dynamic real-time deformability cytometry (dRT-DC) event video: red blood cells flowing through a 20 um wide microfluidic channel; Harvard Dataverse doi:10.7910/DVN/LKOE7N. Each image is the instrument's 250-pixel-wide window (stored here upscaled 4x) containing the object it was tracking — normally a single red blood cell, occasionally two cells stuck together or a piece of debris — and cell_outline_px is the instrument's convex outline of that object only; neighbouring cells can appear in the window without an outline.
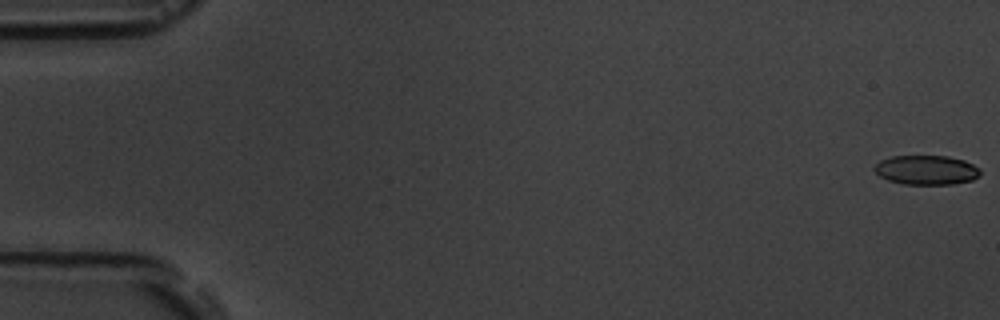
{"species": "common noctule bat (a hibernating species)", "species_latin": "Nyctalus noctula", "temperature_condition": "room temperature", "stored_images_in_passage": 5, "camera_frame_rate_fps": 3000, "um_per_image_px": 0.085, "animal": {"sex": "male", "body_mass_g": 19.5, "forearm_length_mm": 54.6}, "frame": {"image": 1, "passage_image": 1, "time_ms": 0.0, "image_size_px": [1000, 320], "cell_outline_px": [[980, 176], [972, 180], [952, 184], [904, 184], [888, 180], [880, 176], [872, 168], [880, 160], [892, 156], [948, 156], [964, 160], [980, 168]], "centroid_in_image_um": [78.75, 14.45], "position_along_channel_um": 6.3, "area_um2": 18.15}}
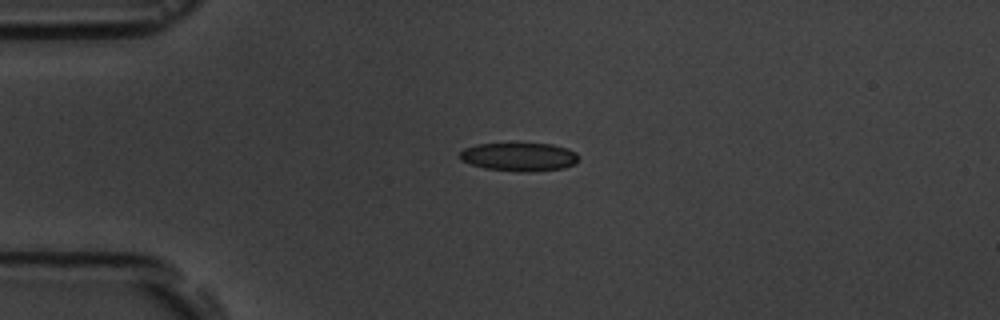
{"frame": {"image": 2, "passage_image": 4, "time_ms": 4.333, "image_size_px": [1000, 320], "cell_outline_px": [[580, 160], [576, 164], [564, 168], [528, 172], [516, 172], [484, 168], [460, 160], [460, 152], [464, 148], [476, 144], [552, 144], [568, 148], [576, 152]], "centroid_in_image_um": [44.17, 13.34], "position_along_channel_um": 40.8, "area_um2": 19.83}}